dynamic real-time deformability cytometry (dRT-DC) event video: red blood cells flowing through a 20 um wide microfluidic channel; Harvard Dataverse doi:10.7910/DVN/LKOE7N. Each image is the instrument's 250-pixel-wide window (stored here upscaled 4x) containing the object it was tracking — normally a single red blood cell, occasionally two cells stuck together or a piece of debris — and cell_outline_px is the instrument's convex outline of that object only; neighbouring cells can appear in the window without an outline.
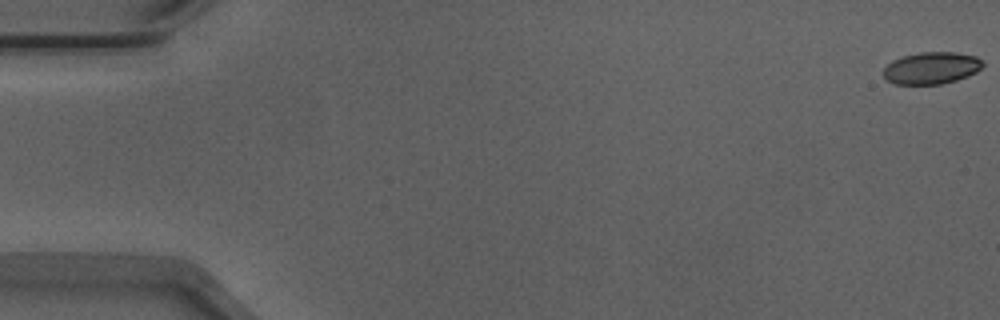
{"species": "Egyptian fruit bat (a non-hibernating species)", "species_latin": "Rousettus aegyptiacus", "temperature_condition": "warm", "stored_images_in_passage": 33, "camera_frame_rate_fps": 3000, "um_per_image_px": 0.085, "animal": {"sex": "male"}, "frame": {"image": 1, "passage_image": 1, "time_ms": 0.0, "image_size_px": [1000, 320], "cell_outline_px": [[984, 64], [976, 72], [968, 76], [956, 80], [940, 84], [892, 84], [884, 76], [884, 68], [892, 60], [904, 56], [920, 52], [956, 52], [976, 56], [984, 60]], "centroid_in_image_um": [79.2, 5.77], "position_along_channel_um": 5.8, "area_um2": 18.55}}
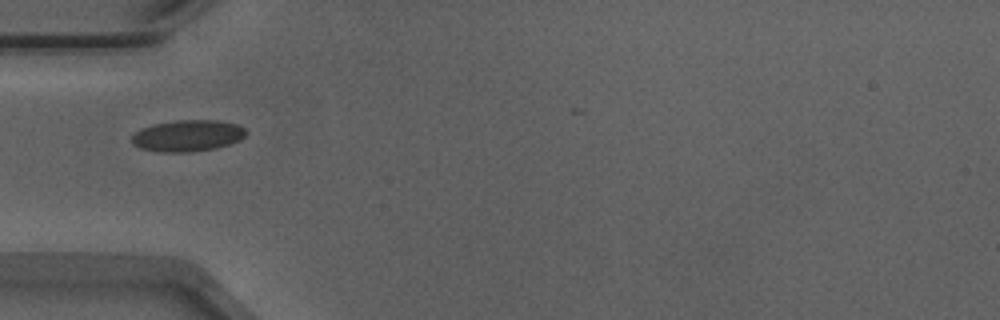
{"frame": {"image": 2, "passage_image": 18, "time_ms": 5.667, "image_size_px": [1000, 320], "cell_outline_px": [[248, 132], [240, 140], [216, 148], [188, 152], [164, 152], [140, 148], [132, 144], [132, 136], [140, 128], [152, 124], [176, 120], [216, 120], [236, 124], [244, 128]], "centroid_in_image_um": [15.94, 11.53], "position_along_channel_um": 69.1, "area_um2": 20.92}}
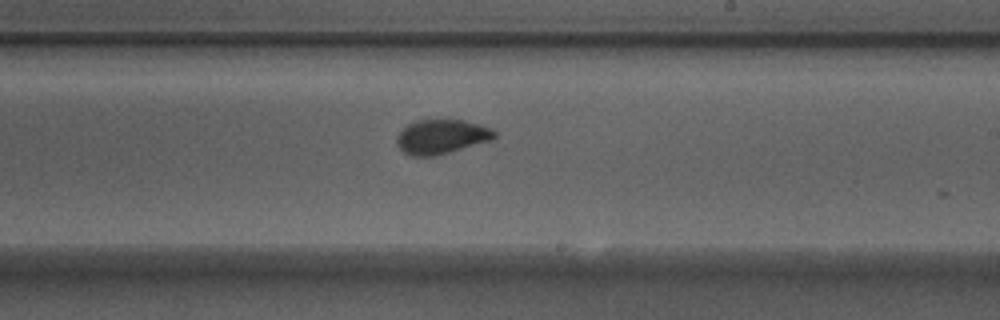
{"frame": {"image": 3, "passage_image": 32, "time_ms": 10.333, "image_size_px": [1000, 320], "cell_outline_px": [[496, 140], [436, 156], [412, 156], [404, 152], [396, 144], [396, 136], [408, 124], [416, 120], [464, 120], [480, 124], [492, 128], [496, 132]], "centroid_in_image_um": [37.58, 11.63], "position_along_channel_um": 251.4, "area_um2": 19.94}}